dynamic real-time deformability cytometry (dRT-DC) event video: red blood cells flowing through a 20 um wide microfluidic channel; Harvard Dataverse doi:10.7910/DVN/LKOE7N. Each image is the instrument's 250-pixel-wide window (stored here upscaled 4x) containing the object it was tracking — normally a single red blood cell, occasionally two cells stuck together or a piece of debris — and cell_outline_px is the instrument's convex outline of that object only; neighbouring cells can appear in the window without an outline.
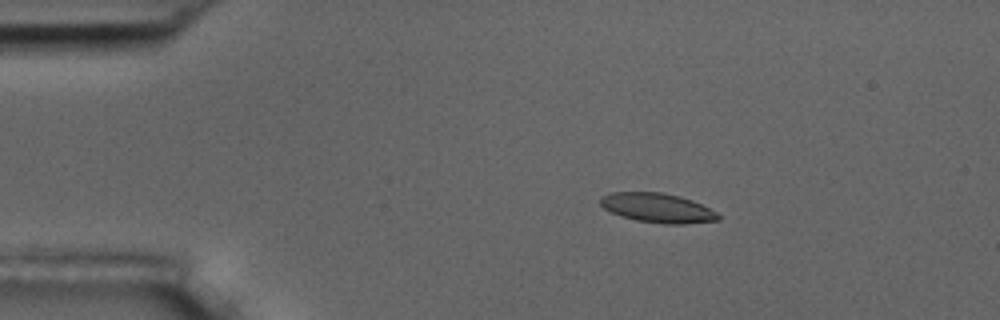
{"species": "common noctule bat (a hibernating species)", "species_latin": "Nyctalus noctula", "temperature_condition": "room temperature", "stored_images_in_passage": 6, "camera_frame_rate_fps": 3000, "um_per_image_px": 0.085, "animal": {"sex": "male", "body_mass_g": 17.5, "forearm_length_mm": 52.3}, "frame": {"image": 1, "passage_image": 3, "time_ms": 2.333, "image_size_px": [1000, 320], "cell_outline_px": [[720, 220], [684, 224], [664, 224], [636, 220], [612, 212], [604, 208], [600, 204], [600, 196], [612, 192], [664, 192], [680, 196], [692, 200], [716, 212], [720, 216]], "centroid_in_image_um": [55.89, 17.66], "position_along_channel_um": 29.1, "area_um2": 20.11}}
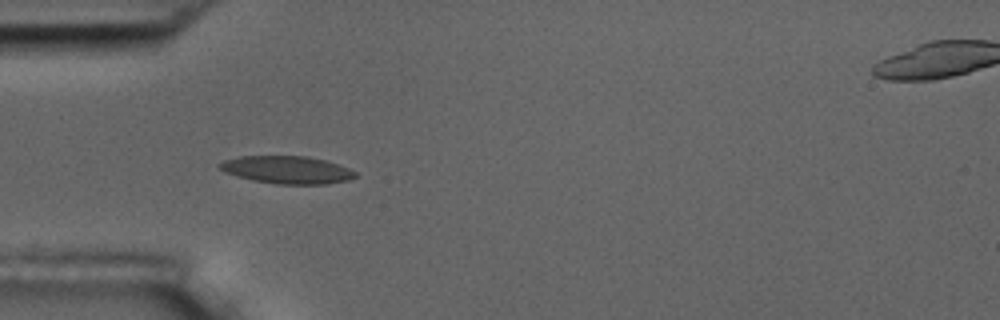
{"frame": {"image": 2, "passage_image": 5, "time_ms": 4.667, "image_size_px": [1000, 320], "cell_outline_px": [[356, 176], [348, 180], [328, 184], [276, 184], [252, 180], [236, 176], [224, 172], [216, 164], [224, 160], [240, 156], [304, 156], [324, 160], [348, 168], [356, 172]], "centroid_in_image_um": [24.35, 14.44], "position_along_channel_um": 60.6, "area_um2": 21.79}}